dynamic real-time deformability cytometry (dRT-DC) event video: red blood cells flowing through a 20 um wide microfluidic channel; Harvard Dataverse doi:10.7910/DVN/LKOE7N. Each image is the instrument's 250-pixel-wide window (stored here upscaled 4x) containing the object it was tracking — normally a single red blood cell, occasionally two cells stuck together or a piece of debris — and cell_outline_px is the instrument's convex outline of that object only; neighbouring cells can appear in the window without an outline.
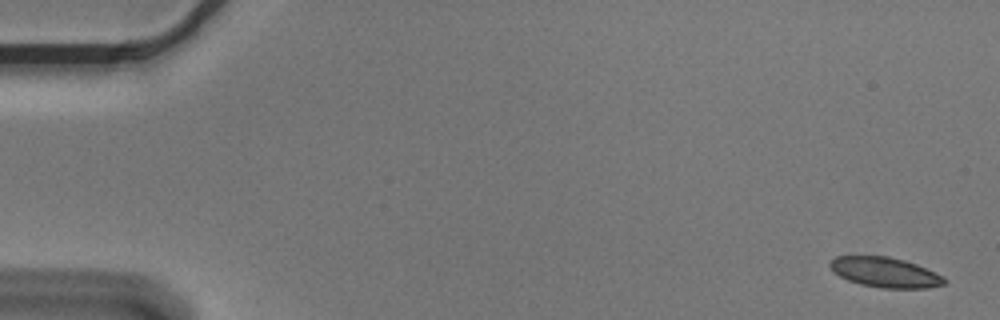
{"species": "Egyptian fruit bat (a non-hibernating species)", "species_latin": "Rousettus aegyptiacus", "temperature_condition": "cold", "stored_images_in_passage": 5, "camera_frame_rate_fps": 3000, "um_per_image_px": 0.085, "animal": {"sex": "male"}, "frame": {"image": 1, "passage_image": 1, "time_ms": 0.0, "image_size_px": [1000, 320], "cell_outline_px": [[948, 280], [944, 284], [924, 288], [880, 288], [860, 284], [848, 280], [832, 272], [828, 268], [828, 260], [836, 256], [888, 256], [904, 260], [916, 264], [944, 276]], "centroid_in_image_um": [75.18, 23.14], "position_along_channel_um": 9.8, "area_um2": 20.23}}